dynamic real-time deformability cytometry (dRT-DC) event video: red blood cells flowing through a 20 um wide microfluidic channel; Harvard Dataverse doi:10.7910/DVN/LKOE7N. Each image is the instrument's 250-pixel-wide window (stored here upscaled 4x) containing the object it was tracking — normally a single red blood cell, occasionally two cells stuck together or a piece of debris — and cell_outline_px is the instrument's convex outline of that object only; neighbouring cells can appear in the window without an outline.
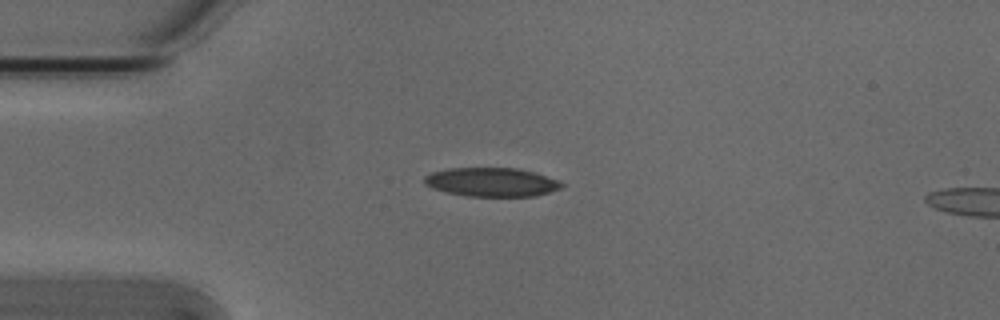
{"species": "Egyptian fruit bat (a non-hibernating species)", "species_latin": "Rousettus aegyptiacus", "temperature_condition": "cold", "stored_images_in_passage": 4, "camera_frame_rate_fps": 3000, "um_per_image_px": 0.085, "animal": {"sex": "male"}, "frame": {"image": 1, "passage_image": 3, "time_ms": 0.667, "image_size_px": [1000, 320], "cell_outline_px": [[564, 188], [536, 196], [468, 196], [444, 192], [432, 188], [424, 184], [424, 176], [432, 172], [448, 168], [516, 168], [532, 172], [560, 180], [564, 184]], "centroid_in_image_um": [41.79, 15.48], "position_along_channel_um": 43.2, "area_um2": 23.24}}